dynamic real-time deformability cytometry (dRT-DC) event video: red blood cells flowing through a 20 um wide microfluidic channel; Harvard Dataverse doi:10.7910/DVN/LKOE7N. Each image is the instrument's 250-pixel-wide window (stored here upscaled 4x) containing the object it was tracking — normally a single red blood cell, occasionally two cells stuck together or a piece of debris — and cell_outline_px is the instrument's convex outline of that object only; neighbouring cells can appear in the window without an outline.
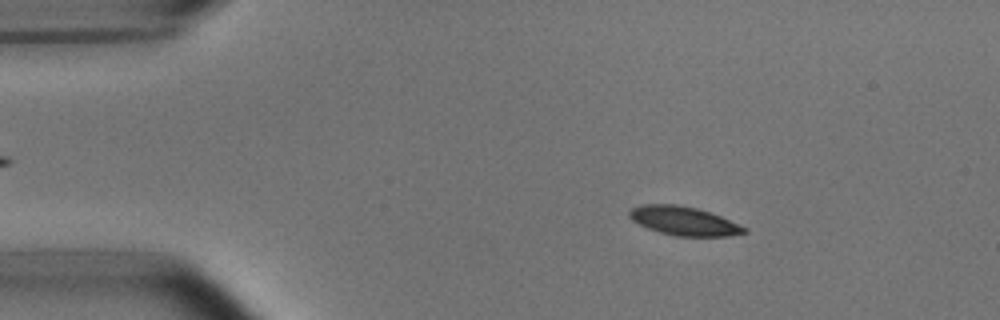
{"species": "common noctule bat (a hibernating species)", "species_latin": "Nyctalus noctula", "temperature_condition": "room temperature", "stored_images_in_passage": 53, "camera_frame_rate_fps": 3000, "um_per_image_px": 0.085, "animal": {"sex": "male", "body_mass_g": 15.6}, "frame": {"image": 1, "passage_image": 8, "time_ms": 2.333, "image_size_px": [1000, 320], "cell_outline_px": [[748, 232], [728, 236], [676, 236], [660, 232], [648, 228], [632, 220], [628, 216], [628, 212], [632, 208], [640, 204], [676, 204], [696, 208], [720, 216], [748, 228]], "centroid_in_image_um": [58.12, 18.78], "position_along_channel_um": 26.9, "area_um2": 19.19}}
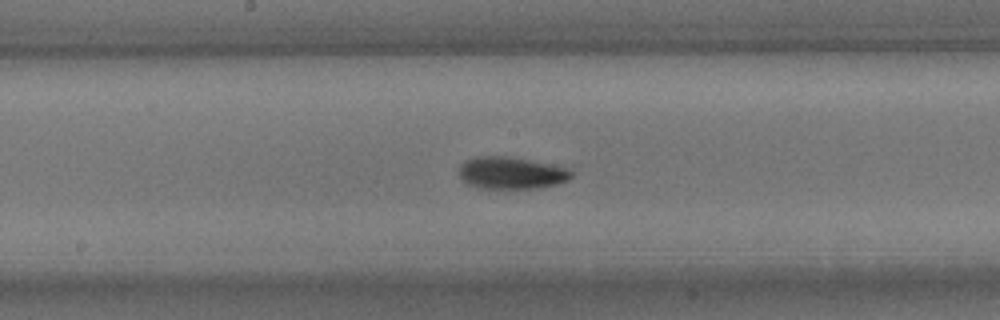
{"frame": {"image": 2, "passage_image": 27, "time_ms": 8.667, "image_size_px": [1000, 320], "cell_outline_px": [[572, 176], [568, 180], [556, 184], [536, 188], [480, 188], [468, 184], [460, 180], [460, 164], [464, 160], [476, 156], [508, 156], [568, 168], [572, 172]], "centroid_in_image_um": [43.41, 14.7], "position_along_channel_um": 204.8, "area_um2": 20.92}}
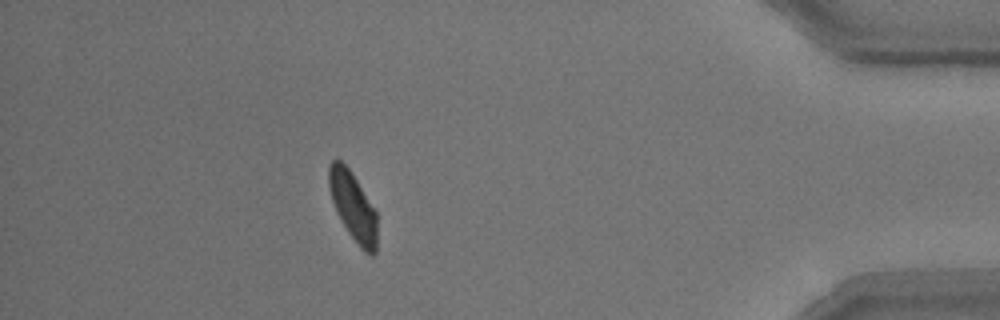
{"frame": {"image": 3, "passage_image": 47, "time_ms": 15.333, "image_size_px": [1000, 320], "cell_outline_px": [[376, 252], [372, 256], [364, 252], [360, 248], [348, 232], [336, 212], [332, 200], [328, 184], [328, 164], [332, 160], [340, 160], [348, 168], [356, 180], [376, 212]], "centroid_in_image_um": [29.98, 17.56], "position_along_channel_um": 405.2, "area_um2": 19.02}, "authors_computed_cell_mechanics": {"area_um2": 19.7676, "velocity_mm_per_s": 3.7378, "shape_relaxation_time_tau1_ms": 1.8477, "shape_relaxation_time_tau2_ms": 3.2713, "deformation_change_tau1": 0.1164, "deformation_change_tau2": 0.0833}}